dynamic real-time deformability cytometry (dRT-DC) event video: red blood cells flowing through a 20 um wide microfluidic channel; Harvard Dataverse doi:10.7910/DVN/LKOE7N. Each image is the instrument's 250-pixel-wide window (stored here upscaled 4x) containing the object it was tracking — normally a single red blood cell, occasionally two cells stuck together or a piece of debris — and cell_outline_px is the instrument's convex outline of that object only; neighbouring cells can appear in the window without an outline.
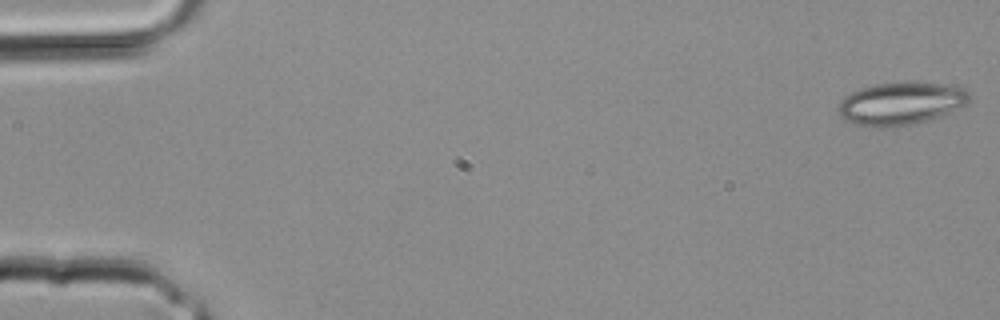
{"species": "common noctule bat (a hibernating species)", "species_latin": "Nyctalus noctula", "temperature_condition": "room temperature", "stored_images_in_passage": 33, "camera_frame_rate_fps": 3000, "um_per_image_px": 0.085, "animal": {"sex": "male", "body_mass_g": 20.4}, "frame": {"image": 1, "passage_image": 1, "time_ms": 0.0, "image_size_px": [1000, 320], "cell_outline_px": [[968, 104], [928, 120], [912, 124], [856, 124], [844, 120], [840, 116], [840, 100], [844, 96], [852, 92], [876, 84], [904, 80], [908, 80], [940, 84], [960, 88], [968, 92]], "centroid_in_image_um": [76.58, 8.73], "position_along_channel_um": 8.4, "area_um2": 31.62}}
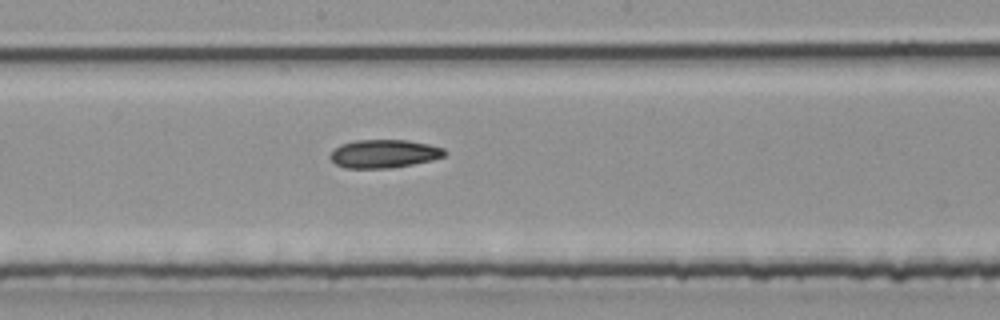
{"frame": {"image": 2, "passage_image": 18, "time_ms": 5.667, "image_size_px": [1000, 320], "cell_outline_px": [[448, 152], [444, 156], [432, 160], [412, 164], [388, 168], [344, 168], [336, 164], [328, 156], [340, 144], [356, 140], [408, 140], [428, 144], [444, 148]], "centroid_in_image_um": [32.65, 13.06], "position_along_channel_um": 215.6, "area_um2": 18.84}}
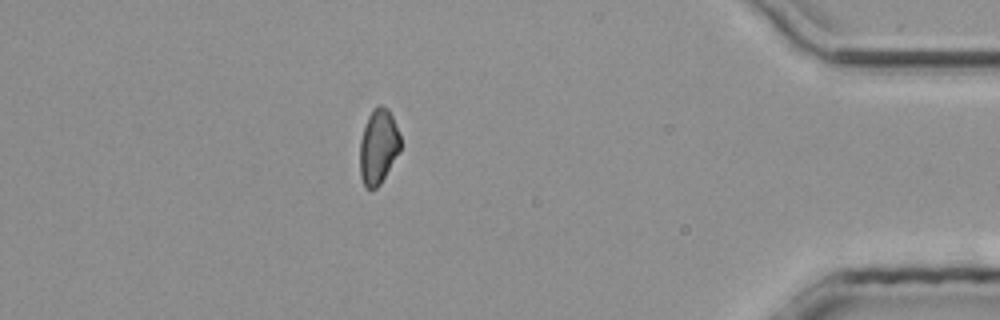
{"frame": {"image": 3, "passage_image": 29, "time_ms": 9.333, "image_size_px": [1000, 320], "cell_outline_px": [[400, 152], [380, 184], [376, 188], [364, 188], [360, 176], [360, 140], [368, 116], [372, 108], [380, 104], [388, 108], [392, 116], [400, 136]], "centroid_in_image_um": [32.15, 12.46], "position_along_channel_um": 403.0, "area_um2": 17.8}}